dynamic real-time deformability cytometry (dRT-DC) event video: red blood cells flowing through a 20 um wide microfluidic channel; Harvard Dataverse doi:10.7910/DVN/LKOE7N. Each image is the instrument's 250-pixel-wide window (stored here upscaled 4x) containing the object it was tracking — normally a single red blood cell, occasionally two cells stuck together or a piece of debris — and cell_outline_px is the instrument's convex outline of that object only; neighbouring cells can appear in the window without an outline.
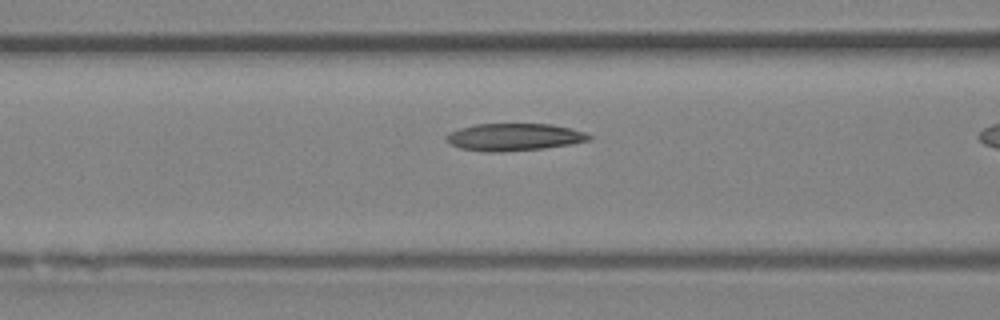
{"species": "Egyptian fruit bat (a non-hibernating species)", "species_latin": "Rousettus aegyptiacus", "temperature_condition": "room temperature", "stored_images_in_passage": 11, "camera_frame_rate_fps": 3000, "um_per_image_px": 0.085, "animal": {"sex": "female"}, "frame": {"image": 1, "passage_image": 7, "time_ms": 2.0, "image_size_px": [1000, 320], "cell_outline_px": [[592, 136], [588, 140], [568, 144], [544, 148], [500, 152], [488, 152], [460, 148], [444, 140], [444, 136], [448, 132], [460, 128], [476, 124], [552, 124], [584, 132]], "centroid_in_image_um": [43.62, 11.65], "position_along_channel_um": 123.0, "area_um2": 22.54}}
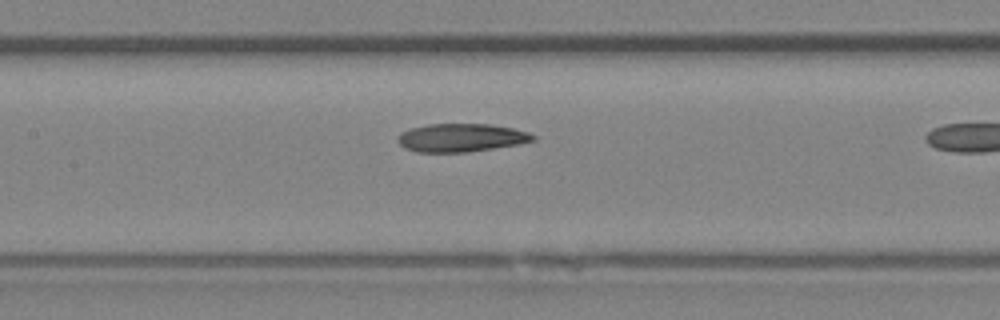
{"frame": {"image": 2, "passage_image": 10, "time_ms": 3.0, "image_size_px": [1000, 320], "cell_outline_px": [[536, 140], [520, 144], [468, 152], [416, 152], [404, 148], [396, 140], [404, 132], [412, 128], [428, 124], [488, 124], [512, 128], [528, 132], [536, 136]], "centroid_in_image_um": [39.23, 11.71], "position_along_channel_um": 168.2, "area_um2": 22.14}}